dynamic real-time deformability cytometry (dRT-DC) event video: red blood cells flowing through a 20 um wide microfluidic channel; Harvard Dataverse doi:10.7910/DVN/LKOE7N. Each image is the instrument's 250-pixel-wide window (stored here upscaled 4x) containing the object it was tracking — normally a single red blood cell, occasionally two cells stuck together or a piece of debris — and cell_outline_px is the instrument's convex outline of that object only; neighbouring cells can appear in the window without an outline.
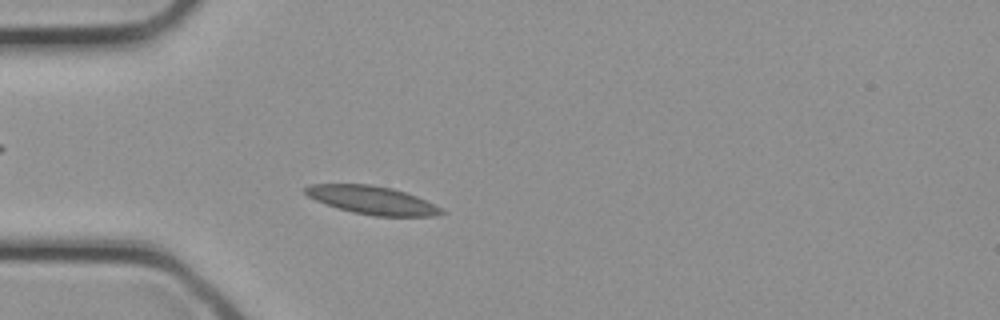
{"species": "common noctule bat (a hibernating species)", "species_latin": "Nyctalus noctula", "temperature_condition": "cold", "stored_images_in_passage": 17, "camera_frame_rate_fps": 3000, "um_per_image_px": 0.085, "animal": {"sex": "female", "body_mass_g": 21.9}, "frame": {"image": 1, "passage_image": 4, "time_ms": 1.0, "image_size_px": [1000, 320], "cell_outline_px": [[444, 212], [436, 216], [372, 216], [352, 212], [316, 200], [308, 196], [304, 192], [304, 188], [308, 184], [372, 184], [392, 188], [416, 196], [440, 208]], "centroid_in_image_um": [31.6, 17.0], "position_along_channel_um": 53.4, "area_um2": 22.08}}
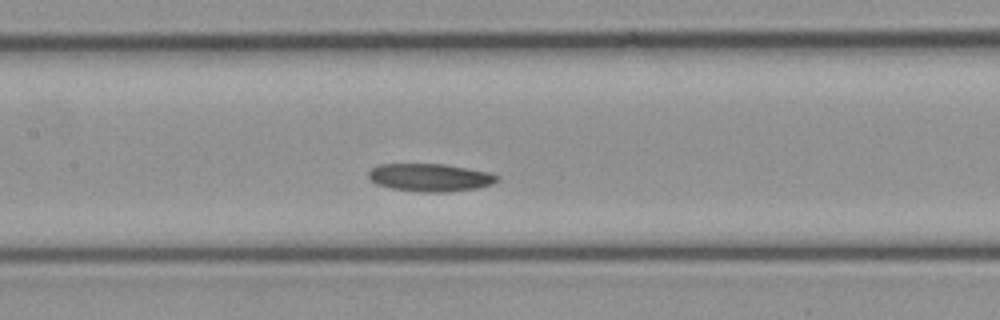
{"frame": {"image": 2, "passage_image": 10, "time_ms": 3.0, "image_size_px": [1000, 320], "cell_outline_px": [[500, 180], [492, 184], [476, 188], [448, 192], [420, 192], [392, 188], [376, 184], [368, 176], [368, 172], [372, 168], [380, 164], [444, 164], [468, 168], [488, 172], [500, 176]], "centroid_in_image_um": [36.58, 15.09], "position_along_channel_um": 170.8, "area_um2": 20.87}}
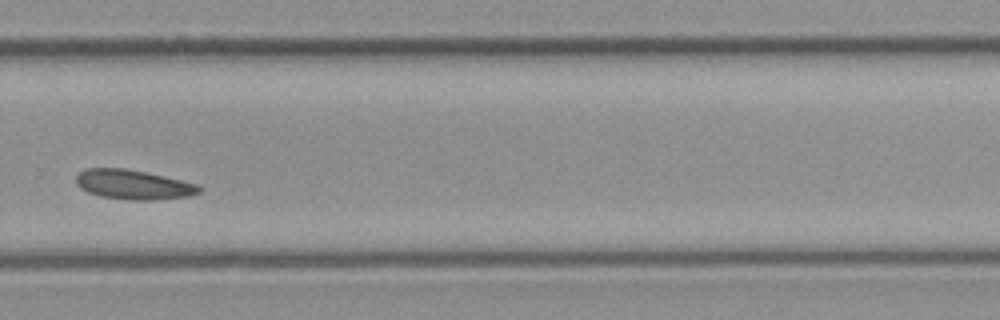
{"frame": {"image": 3, "passage_image": 17, "time_ms": 5.333, "image_size_px": [1000, 320], "cell_outline_px": [[204, 188], [200, 192], [188, 196], [152, 200], [132, 200], [100, 196], [88, 192], [80, 188], [76, 184], [76, 176], [84, 168], [124, 168], [164, 176], [200, 184]], "centroid_in_image_um": [11.35, 15.69], "position_along_channel_um": 318.4, "area_um2": 21.27}}